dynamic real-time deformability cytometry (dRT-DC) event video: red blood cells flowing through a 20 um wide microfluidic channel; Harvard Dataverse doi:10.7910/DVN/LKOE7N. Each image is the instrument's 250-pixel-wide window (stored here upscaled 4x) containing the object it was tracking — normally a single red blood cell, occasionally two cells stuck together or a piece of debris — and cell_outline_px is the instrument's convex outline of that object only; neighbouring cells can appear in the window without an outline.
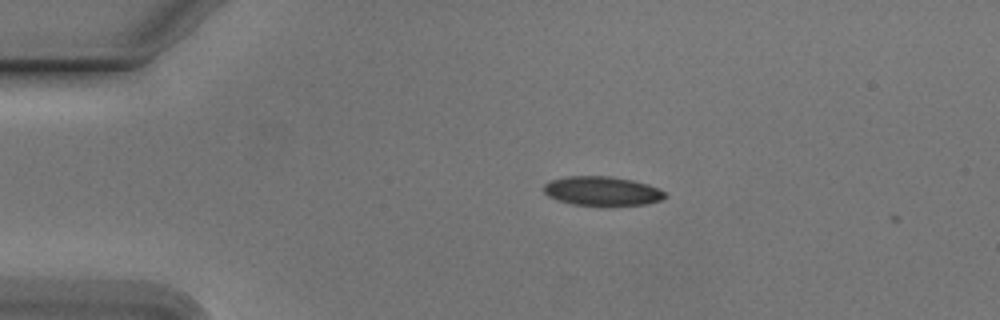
{"species": "Egyptian fruit bat (a non-hibernating species)", "species_latin": "Rousettus aegyptiacus", "temperature_condition": "cold", "stored_images_in_passage": 2, "camera_frame_rate_fps": 3000, "um_per_image_px": 0.085, "animal": {"sex": "male"}, "frame": {"image": 1, "passage_image": 1, "time_ms": 0.0, "image_size_px": [1000, 320], "cell_outline_px": [[668, 196], [660, 200], [644, 204], [604, 208], [600, 208], [572, 204], [548, 196], [544, 192], [544, 184], [552, 180], [568, 176], [612, 176], [632, 180], [648, 184], [664, 192]], "centroid_in_image_um": [51.19, 16.27], "position_along_channel_um": 33.8, "area_um2": 21.15}}